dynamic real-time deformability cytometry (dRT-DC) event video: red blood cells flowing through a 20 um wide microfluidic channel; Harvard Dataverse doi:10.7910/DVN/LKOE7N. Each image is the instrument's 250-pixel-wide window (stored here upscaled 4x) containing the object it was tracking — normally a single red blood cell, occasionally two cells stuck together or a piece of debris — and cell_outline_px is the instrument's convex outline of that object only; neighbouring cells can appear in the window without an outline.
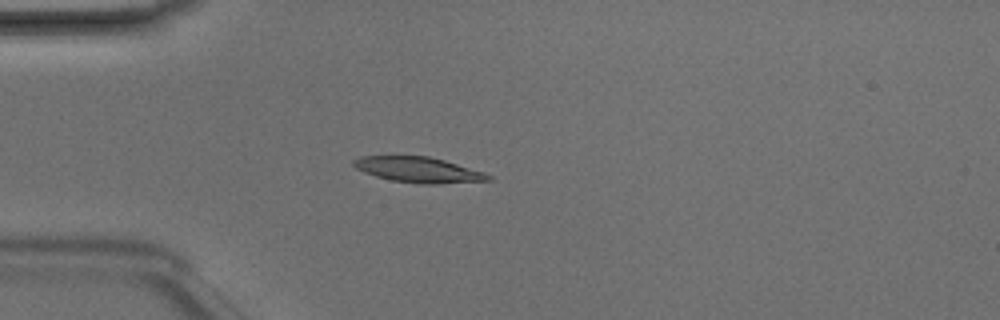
{"species": "Egyptian fruit bat (a non-hibernating species)", "species_latin": "Rousettus aegyptiacus", "temperature_condition": "room temperature", "stored_images_in_passage": 44, "camera_frame_rate_fps": 3000, "um_per_image_px": 0.085, "animal": {"sex": "male"}, "frame": {"image": 1, "passage_image": 9, "time_ms": 2.667, "image_size_px": [1000, 320], "cell_outline_px": [[492, 180], [440, 184], [416, 184], [392, 180], [376, 176], [364, 172], [356, 168], [352, 164], [352, 160], [360, 156], [428, 156], [444, 160], [484, 172], [492, 176]], "centroid_in_image_um": [35.57, 14.43], "position_along_channel_um": 49.4, "area_um2": 20.06}}
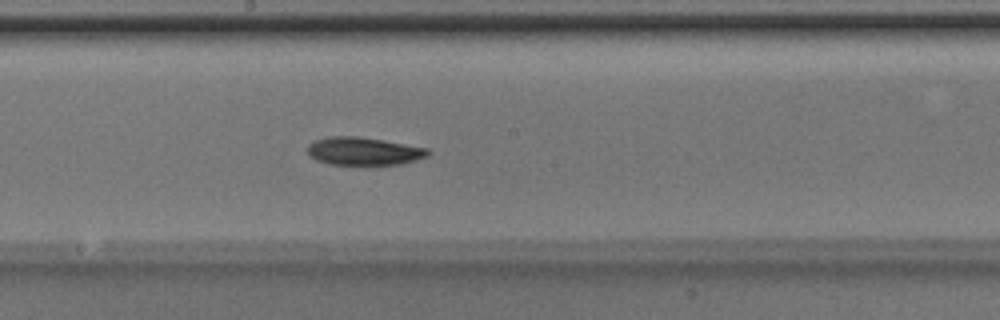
{"frame": {"image": 2, "passage_image": 22, "time_ms": 7.0, "image_size_px": [1000, 320], "cell_outline_px": [[432, 152], [428, 156], [416, 160], [400, 164], [328, 164], [316, 160], [308, 156], [308, 144], [312, 140], [328, 136], [356, 136], [384, 140], [428, 148]], "centroid_in_image_um": [30.89, 12.84], "position_along_channel_um": 217.3, "area_um2": 19.77}}
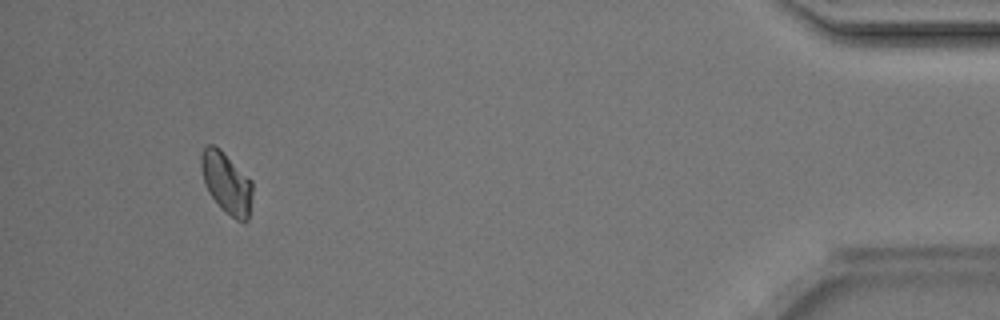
{"frame": {"image": 3, "passage_image": 41, "time_ms": 13.333, "image_size_px": [1000, 320], "cell_outline_px": [[252, 196], [248, 220], [244, 224], [236, 220], [208, 192], [200, 168], [200, 156], [204, 148], [208, 144], [212, 144], [220, 148], [252, 180]], "centroid_in_image_um": [19.27, 15.51], "position_along_channel_um": 415.9, "area_um2": 18.21}, "authors_computed_cell_mechanics": {"area_um2": 19.5075, "velocity_mm_per_s": 4.1898, "shape_relaxation_time_tau1_ms": 5.0465, "shape_relaxation_time_tau2_ms": null, "deformation_change_tau1": 0.1091, "deformation_change_tau2": null}}